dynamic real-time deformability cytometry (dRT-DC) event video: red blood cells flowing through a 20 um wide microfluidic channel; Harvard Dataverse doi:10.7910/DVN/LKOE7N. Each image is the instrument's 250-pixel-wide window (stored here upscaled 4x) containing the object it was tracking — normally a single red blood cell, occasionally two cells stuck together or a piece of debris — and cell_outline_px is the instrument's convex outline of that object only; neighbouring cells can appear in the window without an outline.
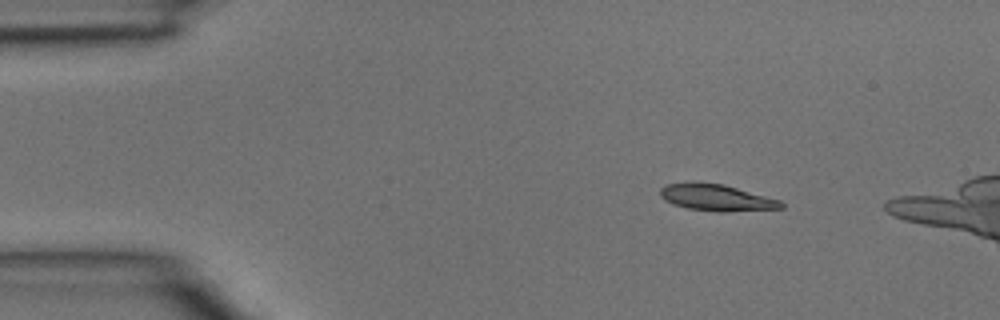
{"species": "common noctule bat (a hibernating species)", "species_latin": "Nyctalus noctula", "temperature_condition": "room temperature", "stored_images_in_passage": 3, "camera_frame_rate_fps": 3000, "um_per_image_px": 0.085, "animal": {"sex": "male", "body_mass_g": 15.6}, "frame": {"image": 1, "passage_image": 1, "time_ms": 0.0, "image_size_px": [1000, 320], "cell_outline_px": [[784, 208], [724, 212], [716, 212], [688, 208], [672, 204], [664, 200], [660, 196], [660, 188], [668, 184], [692, 180], [696, 180], [724, 184], [780, 200], [784, 204]], "centroid_in_image_um": [60.86, 16.77], "position_along_channel_um": 24.1, "area_um2": 19.13}}